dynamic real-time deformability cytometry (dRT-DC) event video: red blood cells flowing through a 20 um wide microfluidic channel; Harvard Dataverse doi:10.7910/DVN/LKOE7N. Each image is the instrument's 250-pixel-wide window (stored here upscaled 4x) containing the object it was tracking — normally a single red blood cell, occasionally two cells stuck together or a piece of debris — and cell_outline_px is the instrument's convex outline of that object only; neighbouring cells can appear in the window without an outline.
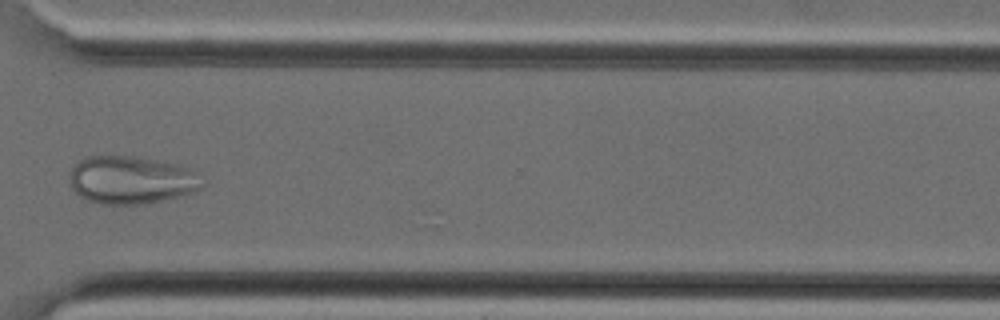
{"species": "Egyptian fruit bat (a non-hibernating species)", "species_latin": "Rousettus aegyptiacus", "temperature_condition": "cold", "stored_images_in_passage": 37, "camera_frame_rate_fps": 3000, "um_per_image_px": 0.085, "animal": {"sex": "female"}, "frame": {"image": 1, "passage_image": 28, "time_ms": 9.0, "image_size_px": [1000, 320], "cell_outline_px": [[208, 180], [200, 188], [192, 192], [160, 200], [140, 204], [100, 204], [88, 200], [80, 196], [72, 188], [68, 176], [72, 168], [80, 160], [88, 156], [136, 156], [180, 164], [192, 168]], "centroid_in_image_um": [11.21, 15.27], "position_along_channel_um": 359.4, "area_um2": 37.34}}
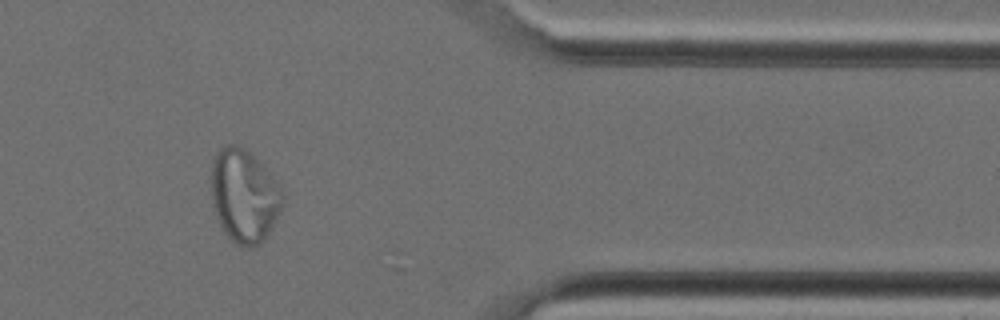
{"frame": {"image": 2, "passage_image": 31, "time_ms": 10.0, "image_size_px": [1000, 320], "cell_outline_px": [[284, 200], [280, 212], [276, 220], [260, 244], [252, 248], [248, 248], [236, 244], [224, 232], [216, 216], [212, 204], [208, 180], [212, 160], [216, 152], [224, 144], [236, 144], [244, 148], [260, 164], [280, 188], [284, 196]], "centroid_in_image_um": [20.68, 16.64], "position_along_channel_um": 390.7, "area_um2": 39.02}}